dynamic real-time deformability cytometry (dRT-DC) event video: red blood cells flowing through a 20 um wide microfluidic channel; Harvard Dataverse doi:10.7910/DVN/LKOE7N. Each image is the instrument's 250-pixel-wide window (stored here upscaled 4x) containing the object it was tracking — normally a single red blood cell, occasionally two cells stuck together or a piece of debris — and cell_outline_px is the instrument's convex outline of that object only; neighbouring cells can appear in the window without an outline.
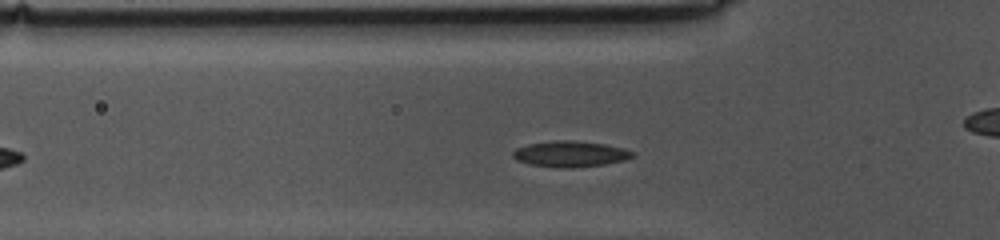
{"species": "common noctule bat (a hibernating species)", "species_latin": "Nyctalus noctula", "temperature_condition": "cold", "stored_images_in_passage": 37, "camera_frame_rate_fps": 3000, "um_per_image_px": 0.085, "animal": {"sex": "female", "body_mass_g": 10.0, "forearm_length_mm": 53.1}, "frame": {"image": 1, "passage_image": 9, "time_ms": 2.667, "image_size_px": [1000, 240], "cell_outline_px": [[636, 156], [624, 160], [604, 164], [572, 168], [560, 168], [532, 164], [516, 160], [512, 156], [512, 152], [516, 148], [528, 144], [552, 140], [572, 140], [604, 144], [636, 152]], "centroid_in_image_um": [48.47, 13.08], "position_along_channel_um": 77.3, "area_um2": 18.03}}
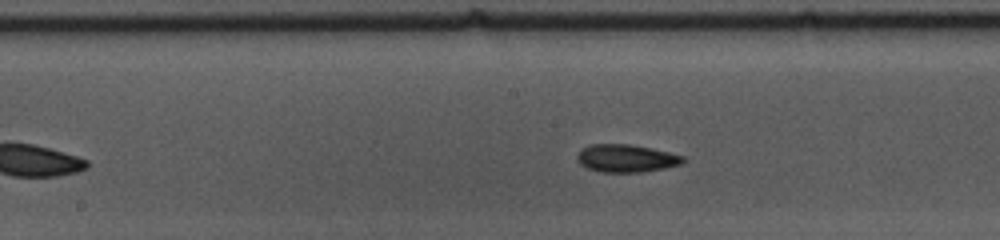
{"frame": {"image": 2, "passage_image": 19, "time_ms": 6.0, "image_size_px": [1000, 240], "cell_outline_px": [[684, 160], [680, 164], [664, 168], [640, 172], [600, 172], [588, 168], [580, 164], [576, 160], [576, 156], [580, 148], [592, 144], [632, 144], [652, 148], [684, 156]], "centroid_in_image_um": [53.18, 13.44], "position_along_channel_um": 195.0, "area_um2": 17.17}}
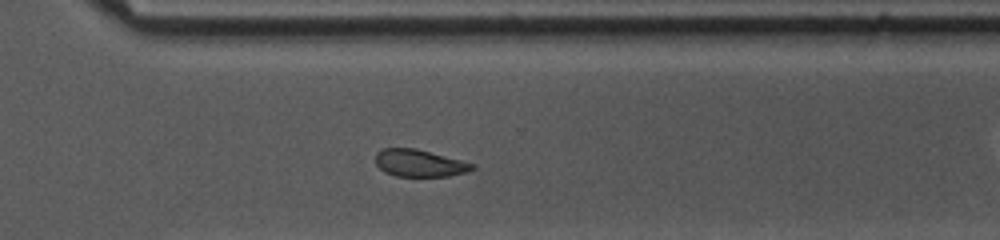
{"frame": {"image": 3, "passage_image": 31, "time_ms": 10.0, "image_size_px": [1000, 240], "cell_outline_px": [[476, 168], [468, 172], [448, 176], [396, 176], [384, 172], [376, 164], [376, 152], [380, 148], [416, 148], [476, 164]], "centroid_in_image_um": [35.66, 13.86], "position_along_channel_um": 334.9, "area_um2": 15.43}}